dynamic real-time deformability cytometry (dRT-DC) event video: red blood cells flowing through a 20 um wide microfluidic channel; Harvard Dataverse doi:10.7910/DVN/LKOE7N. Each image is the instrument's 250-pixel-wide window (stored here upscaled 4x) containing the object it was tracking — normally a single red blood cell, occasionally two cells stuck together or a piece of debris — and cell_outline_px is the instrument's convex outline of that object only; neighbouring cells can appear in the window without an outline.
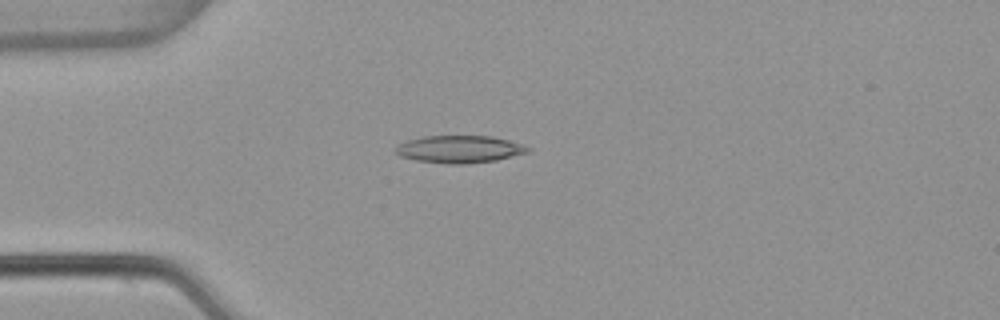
{"species": "common noctule bat (a hibernating species)", "species_latin": "Nyctalus noctula", "temperature_condition": "warm", "stored_images_in_passage": 4, "camera_frame_rate_fps": 3000, "um_per_image_px": 0.085, "animal": {"sex": "female", "body_mass_g": 22.7, "forearm_length_mm": 54.2}, "frame": {"image": 1, "passage_image": 4, "time_ms": 1.0, "image_size_px": [1000, 320], "cell_outline_px": [[532, 148], [528, 152], [496, 160], [464, 164], [452, 164], [416, 160], [400, 156], [396, 152], [396, 148], [400, 144], [408, 140], [424, 136], [492, 136], [508, 140]], "centroid_in_image_um": [39.07, 12.68], "position_along_channel_um": 45.9, "area_um2": 20.81}}